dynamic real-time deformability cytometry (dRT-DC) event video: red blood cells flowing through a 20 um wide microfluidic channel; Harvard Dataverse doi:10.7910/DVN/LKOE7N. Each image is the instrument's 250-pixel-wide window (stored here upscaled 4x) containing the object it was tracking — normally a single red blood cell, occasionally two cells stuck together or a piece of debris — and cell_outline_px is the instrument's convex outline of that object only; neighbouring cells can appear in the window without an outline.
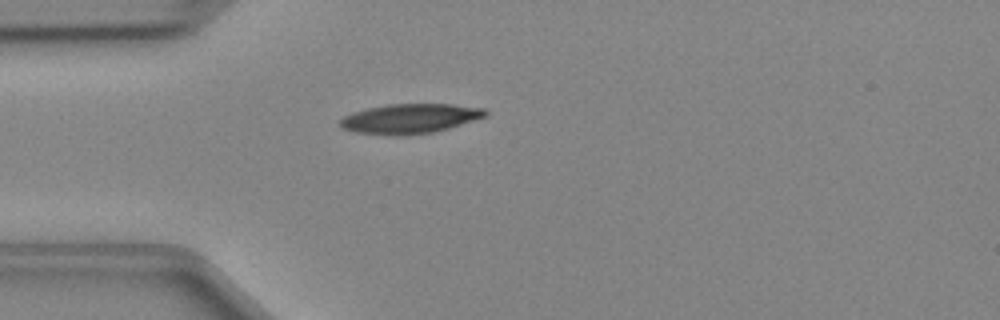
{"species": "Egyptian fruit bat (a non-hibernating species)", "species_latin": "Rousettus aegyptiacus", "temperature_condition": "cold", "stored_images_in_passage": 36, "camera_frame_rate_fps": 3000, "um_per_image_px": 0.085, "animal": {"sex": "female"}, "frame": {"image": 1, "passage_image": 1, "time_ms": 0.0, "image_size_px": [1000, 320], "cell_outline_px": [[488, 116], [448, 128], [432, 132], [404, 136], [392, 136], [356, 132], [340, 128], [340, 120], [344, 116], [352, 112], [368, 108], [388, 104], [452, 104], [484, 108], [488, 112]], "centroid_in_image_um": [34.84, 10.09], "position_along_channel_um": 50.2, "area_um2": 25.26}}
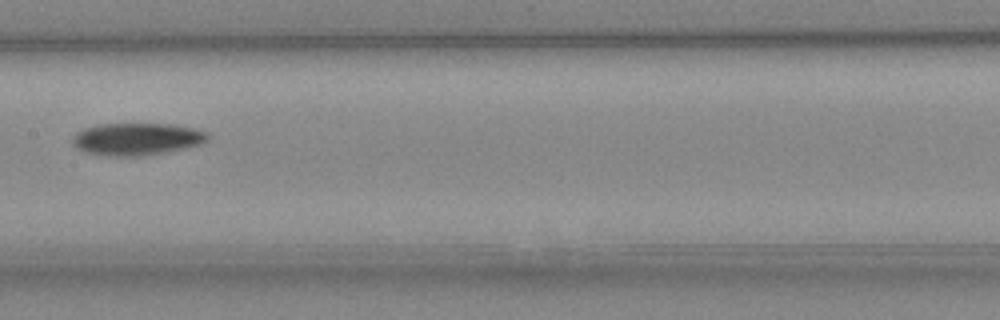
{"frame": {"image": 2, "passage_image": 12, "time_ms": 3.667, "image_size_px": [1000, 320], "cell_outline_px": [[208, 140], [204, 144], [144, 156], [108, 156], [88, 152], [76, 148], [72, 144], [72, 136], [76, 132], [84, 128], [100, 124], [172, 124], [192, 128], [208, 132]], "centroid_in_image_um": [11.63, 11.82], "position_along_channel_um": 195.8, "area_um2": 25.49}}
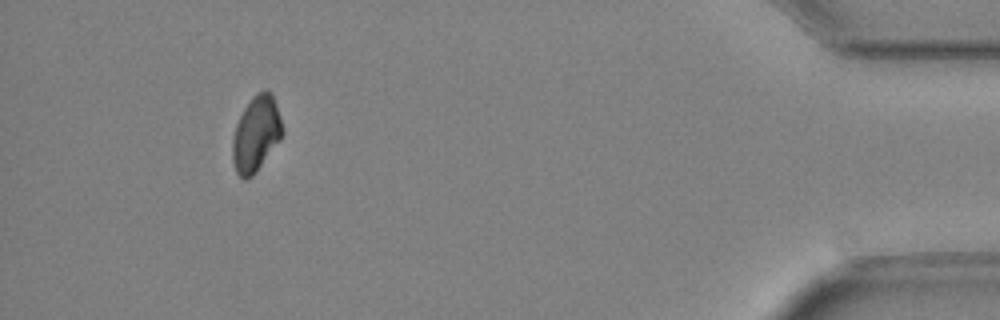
{"frame": {"image": 3, "passage_image": 32, "time_ms": 10.333, "image_size_px": [1000, 320], "cell_outline_px": [[284, 132], [280, 140], [256, 172], [252, 176], [244, 180], [236, 172], [232, 160], [232, 140], [236, 124], [244, 108], [252, 96], [256, 92], [268, 88], [272, 92], [284, 128]], "centroid_in_image_um": [21.78, 11.35], "position_along_channel_um": 413.4, "area_um2": 22.2}}